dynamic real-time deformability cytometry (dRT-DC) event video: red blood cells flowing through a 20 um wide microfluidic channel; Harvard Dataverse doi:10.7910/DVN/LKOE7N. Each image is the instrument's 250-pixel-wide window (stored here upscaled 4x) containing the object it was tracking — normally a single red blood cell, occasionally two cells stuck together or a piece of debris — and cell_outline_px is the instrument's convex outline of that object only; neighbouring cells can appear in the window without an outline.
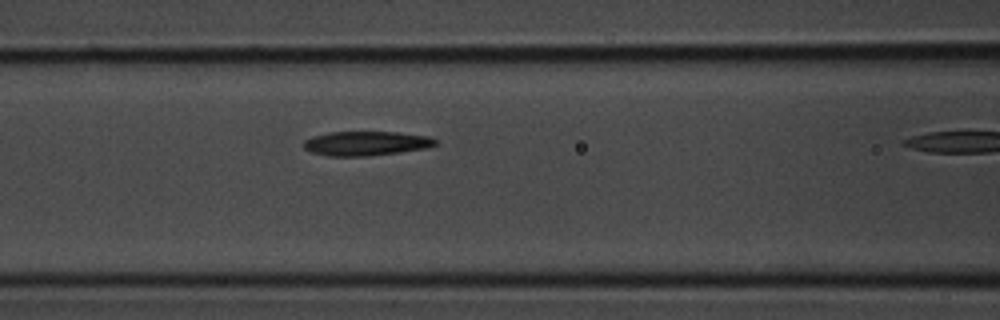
{"species": "common noctule bat (a hibernating species)", "species_latin": "Nyctalus noctula", "temperature_condition": "room temperature", "stored_images_in_passage": 10, "camera_frame_rate_fps": 3000, "um_per_image_px": 0.085, "animal": {"sex": "male", "body_mass_g": 20.1, "forearm_length_mm": 53.5}, "frame": {"image": 1, "passage_image": 9, "time_ms": 2.667, "image_size_px": [1000, 320], "cell_outline_px": [[436, 144], [424, 148], [400, 152], [368, 156], [328, 156], [312, 152], [304, 148], [304, 140], [312, 136], [328, 132], [396, 132], [428, 136], [436, 140]], "centroid_in_image_um": [31.07, 12.18], "position_along_channel_um": 135.5, "area_um2": 18.55}}